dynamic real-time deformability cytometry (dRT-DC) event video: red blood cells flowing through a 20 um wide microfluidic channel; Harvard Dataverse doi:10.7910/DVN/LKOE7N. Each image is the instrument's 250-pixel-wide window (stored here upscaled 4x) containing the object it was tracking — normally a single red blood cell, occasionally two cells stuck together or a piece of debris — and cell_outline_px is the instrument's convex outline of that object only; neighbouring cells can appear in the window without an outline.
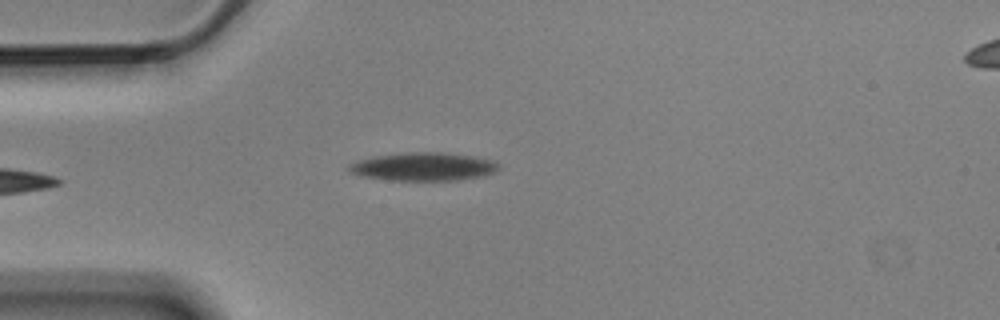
{"species": "Egyptian fruit bat (a non-hibernating species)", "species_latin": "Rousettus aegyptiacus", "temperature_condition": "cold", "stored_images_in_passage": 4, "camera_frame_rate_fps": 3000, "um_per_image_px": 0.085, "animal": {"sex": "male"}, "frame": {"image": 1, "passage_image": 4, "time_ms": 1.0, "image_size_px": [1000, 320], "cell_outline_px": [[500, 168], [496, 172], [484, 176], [460, 180], [392, 180], [360, 176], [352, 172], [348, 168], [348, 164], [360, 160], [380, 156], [412, 152], [444, 152], [472, 156], [492, 160], [500, 164]], "centroid_in_image_um": [36.08, 14.17], "position_along_channel_um": 48.9, "area_um2": 24.45}}